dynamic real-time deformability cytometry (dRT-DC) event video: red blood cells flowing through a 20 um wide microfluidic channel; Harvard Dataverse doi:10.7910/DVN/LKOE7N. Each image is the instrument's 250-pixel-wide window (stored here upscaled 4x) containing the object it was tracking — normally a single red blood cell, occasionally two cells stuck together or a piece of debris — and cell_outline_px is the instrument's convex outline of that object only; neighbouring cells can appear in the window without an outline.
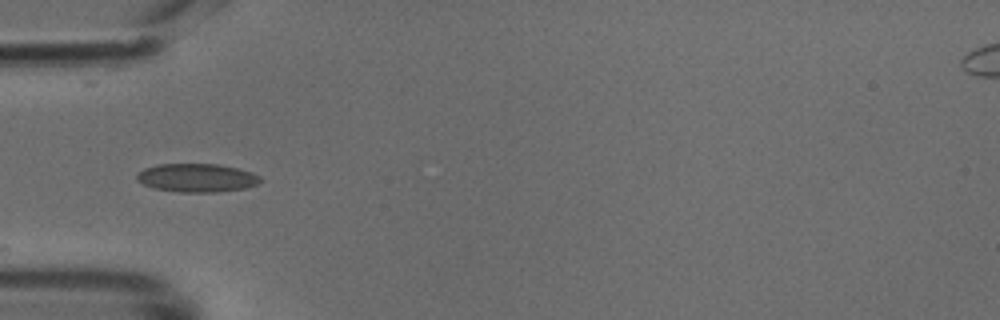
{"species": "common noctule bat (a hibernating species)", "species_latin": "Nyctalus noctula", "temperature_condition": "cold", "stored_images_in_passage": 11, "camera_frame_rate_fps": 3000, "um_per_image_px": 0.085, "animal": {"sex": "male", "body_mass_g": 18.8}, "frame": {"image": 1, "passage_image": 1, "time_ms": 0.0, "image_size_px": [1000, 320], "cell_outline_px": [[264, 180], [256, 184], [244, 188], [216, 192], [180, 192], [152, 188], [136, 180], [136, 176], [144, 168], [156, 164], [220, 164], [252, 172], [260, 176]], "centroid_in_image_um": [16.73, 15.11], "position_along_channel_um": 68.3, "area_um2": 20.52}}